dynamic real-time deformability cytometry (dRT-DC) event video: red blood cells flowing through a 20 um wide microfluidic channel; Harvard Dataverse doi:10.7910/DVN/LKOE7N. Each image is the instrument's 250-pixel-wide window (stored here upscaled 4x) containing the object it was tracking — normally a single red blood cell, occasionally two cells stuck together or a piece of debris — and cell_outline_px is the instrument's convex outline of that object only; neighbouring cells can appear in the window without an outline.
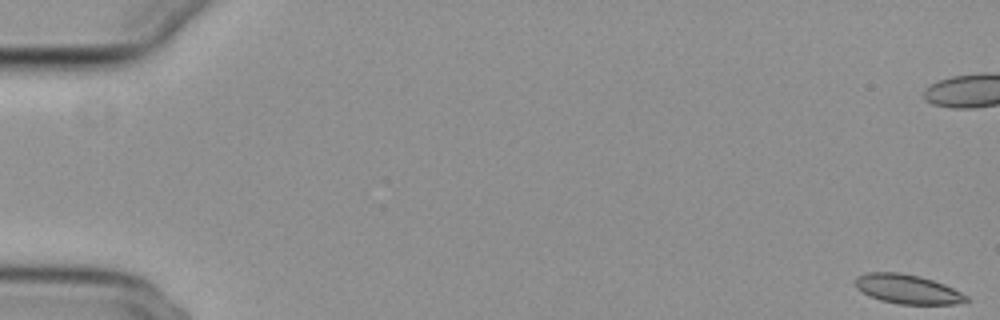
{"species": "common noctule bat (a hibernating species)", "species_latin": "Nyctalus noctula", "temperature_condition": "cold", "stored_images_in_passage": 56, "camera_frame_rate_fps": 3000, "um_per_image_px": 0.085, "animal": {"sex": "female", "body_mass_g": 29.2, "forearm_length_mm": 56.3}, "frame": {"image": 1, "passage_image": 1, "time_ms": 0.0, "image_size_px": [1000, 320], "cell_outline_px": [[972, 300], [964, 304], [896, 304], [880, 300], [868, 296], [856, 288], [856, 276], [868, 272], [900, 272], [920, 276], [944, 284], [968, 296]], "centroid_in_image_um": [77.16, 24.59], "position_along_channel_um": 7.8, "area_um2": 19.19}}
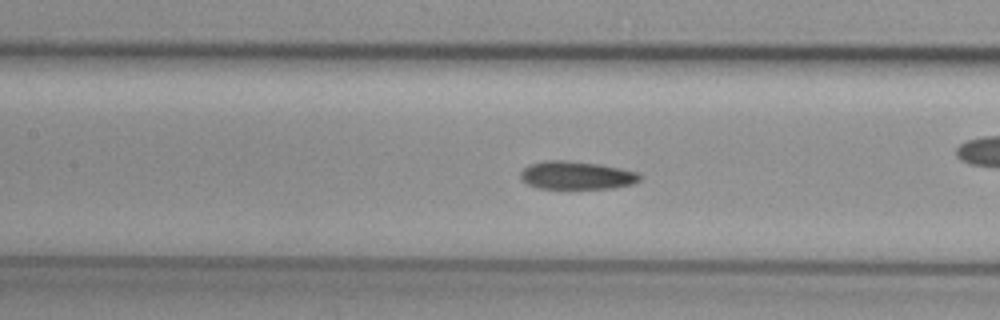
{"frame": {"image": 2, "passage_image": 26, "time_ms": 8.333, "image_size_px": [1000, 320], "cell_outline_px": [[644, 176], [640, 180], [632, 184], [612, 188], [540, 188], [528, 184], [520, 176], [520, 172], [528, 164], [544, 160], [564, 160], [600, 164], [640, 172]], "centroid_in_image_um": [49.05, 14.89], "position_along_channel_um": 158.4, "area_um2": 19.59}}
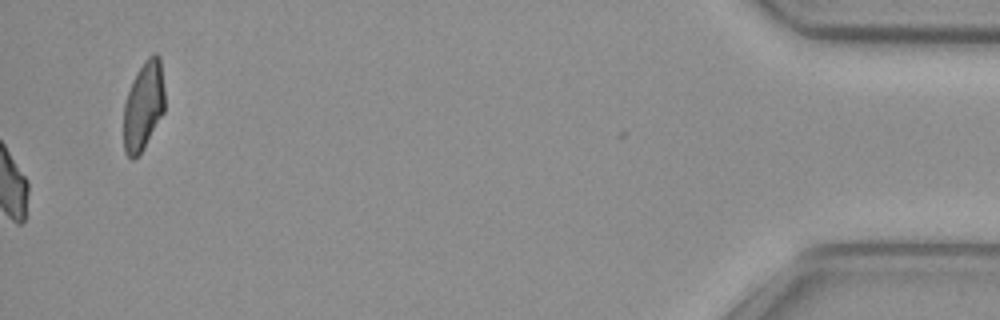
{"frame": {"image": 3, "passage_image": 56, "time_ms": 18.333, "image_size_px": [1000, 320], "cell_outline_px": [[164, 112], [144, 148], [132, 160], [124, 152], [124, 104], [132, 80], [136, 72], [144, 60], [148, 56], [156, 52], [160, 56], [164, 88]], "centroid_in_image_um": [12.2, 8.96], "position_along_channel_um": 423.0, "area_um2": 21.39}}